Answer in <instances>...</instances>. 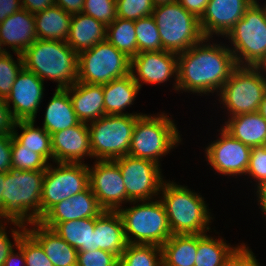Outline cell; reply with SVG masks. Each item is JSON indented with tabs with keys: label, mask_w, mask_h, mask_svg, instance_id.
Segmentation results:
<instances>
[{
	"label": "cell",
	"mask_w": 266,
	"mask_h": 266,
	"mask_svg": "<svg viewBox=\"0 0 266 266\" xmlns=\"http://www.w3.org/2000/svg\"><path fill=\"white\" fill-rule=\"evenodd\" d=\"M162 249L157 245L127 244L119 266H162Z\"/></svg>",
	"instance_id": "cell-35"
},
{
	"label": "cell",
	"mask_w": 266,
	"mask_h": 266,
	"mask_svg": "<svg viewBox=\"0 0 266 266\" xmlns=\"http://www.w3.org/2000/svg\"><path fill=\"white\" fill-rule=\"evenodd\" d=\"M174 1H176V0H152L154 6L168 4V3H172Z\"/></svg>",
	"instance_id": "cell-57"
},
{
	"label": "cell",
	"mask_w": 266,
	"mask_h": 266,
	"mask_svg": "<svg viewBox=\"0 0 266 266\" xmlns=\"http://www.w3.org/2000/svg\"><path fill=\"white\" fill-rule=\"evenodd\" d=\"M131 58L109 41L78 54V82L104 85L130 74Z\"/></svg>",
	"instance_id": "cell-11"
},
{
	"label": "cell",
	"mask_w": 266,
	"mask_h": 266,
	"mask_svg": "<svg viewBox=\"0 0 266 266\" xmlns=\"http://www.w3.org/2000/svg\"><path fill=\"white\" fill-rule=\"evenodd\" d=\"M114 161L122 173L126 189V203L155 200L156 195L160 194L165 181L160 164L130 155L122 156Z\"/></svg>",
	"instance_id": "cell-13"
},
{
	"label": "cell",
	"mask_w": 266,
	"mask_h": 266,
	"mask_svg": "<svg viewBox=\"0 0 266 266\" xmlns=\"http://www.w3.org/2000/svg\"><path fill=\"white\" fill-rule=\"evenodd\" d=\"M255 0H210L200 19L205 38L226 36Z\"/></svg>",
	"instance_id": "cell-18"
},
{
	"label": "cell",
	"mask_w": 266,
	"mask_h": 266,
	"mask_svg": "<svg viewBox=\"0 0 266 266\" xmlns=\"http://www.w3.org/2000/svg\"><path fill=\"white\" fill-rule=\"evenodd\" d=\"M17 246L23 251L25 266H53L41 245L27 231L20 236Z\"/></svg>",
	"instance_id": "cell-39"
},
{
	"label": "cell",
	"mask_w": 266,
	"mask_h": 266,
	"mask_svg": "<svg viewBox=\"0 0 266 266\" xmlns=\"http://www.w3.org/2000/svg\"><path fill=\"white\" fill-rule=\"evenodd\" d=\"M43 128L51 135L80 123L66 89H56L46 107Z\"/></svg>",
	"instance_id": "cell-28"
},
{
	"label": "cell",
	"mask_w": 266,
	"mask_h": 266,
	"mask_svg": "<svg viewBox=\"0 0 266 266\" xmlns=\"http://www.w3.org/2000/svg\"><path fill=\"white\" fill-rule=\"evenodd\" d=\"M266 92V80L256 67L237 66L222 86L221 104L228 111V117L258 112Z\"/></svg>",
	"instance_id": "cell-10"
},
{
	"label": "cell",
	"mask_w": 266,
	"mask_h": 266,
	"mask_svg": "<svg viewBox=\"0 0 266 266\" xmlns=\"http://www.w3.org/2000/svg\"><path fill=\"white\" fill-rule=\"evenodd\" d=\"M141 115H104L88 123L92 158L115 160L128 155L136 120Z\"/></svg>",
	"instance_id": "cell-9"
},
{
	"label": "cell",
	"mask_w": 266,
	"mask_h": 266,
	"mask_svg": "<svg viewBox=\"0 0 266 266\" xmlns=\"http://www.w3.org/2000/svg\"><path fill=\"white\" fill-rule=\"evenodd\" d=\"M21 4L22 9H25L32 14L44 11L55 5L54 0H21Z\"/></svg>",
	"instance_id": "cell-49"
},
{
	"label": "cell",
	"mask_w": 266,
	"mask_h": 266,
	"mask_svg": "<svg viewBox=\"0 0 266 266\" xmlns=\"http://www.w3.org/2000/svg\"><path fill=\"white\" fill-rule=\"evenodd\" d=\"M84 2L85 0H54L55 5L71 15L82 13Z\"/></svg>",
	"instance_id": "cell-51"
},
{
	"label": "cell",
	"mask_w": 266,
	"mask_h": 266,
	"mask_svg": "<svg viewBox=\"0 0 266 266\" xmlns=\"http://www.w3.org/2000/svg\"><path fill=\"white\" fill-rule=\"evenodd\" d=\"M222 127L251 148L263 146L266 142V120L258 112L229 117Z\"/></svg>",
	"instance_id": "cell-27"
},
{
	"label": "cell",
	"mask_w": 266,
	"mask_h": 266,
	"mask_svg": "<svg viewBox=\"0 0 266 266\" xmlns=\"http://www.w3.org/2000/svg\"><path fill=\"white\" fill-rule=\"evenodd\" d=\"M225 37L234 47L229 48L237 66L255 67L266 55L265 5L255 0Z\"/></svg>",
	"instance_id": "cell-8"
},
{
	"label": "cell",
	"mask_w": 266,
	"mask_h": 266,
	"mask_svg": "<svg viewBox=\"0 0 266 266\" xmlns=\"http://www.w3.org/2000/svg\"><path fill=\"white\" fill-rule=\"evenodd\" d=\"M35 120L15 121L12 136L23 148H29L40 154L47 162L53 160L51 135L45 128L35 127ZM22 130L19 134L17 128Z\"/></svg>",
	"instance_id": "cell-32"
},
{
	"label": "cell",
	"mask_w": 266,
	"mask_h": 266,
	"mask_svg": "<svg viewBox=\"0 0 266 266\" xmlns=\"http://www.w3.org/2000/svg\"><path fill=\"white\" fill-rule=\"evenodd\" d=\"M51 147L55 163H83L84 156L92 158L88 125L80 122L51 134Z\"/></svg>",
	"instance_id": "cell-19"
},
{
	"label": "cell",
	"mask_w": 266,
	"mask_h": 266,
	"mask_svg": "<svg viewBox=\"0 0 266 266\" xmlns=\"http://www.w3.org/2000/svg\"><path fill=\"white\" fill-rule=\"evenodd\" d=\"M255 67L260 71L263 78L266 80V74H264L266 73V55L259 61V63Z\"/></svg>",
	"instance_id": "cell-55"
},
{
	"label": "cell",
	"mask_w": 266,
	"mask_h": 266,
	"mask_svg": "<svg viewBox=\"0 0 266 266\" xmlns=\"http://www.w3.org/2000/svg\"><path fill=\"white\" fill-rule=\"evenodd\" d=\"M2 42H1V39H0V57L5 54L7 52L6 49H4V47H2Z\"/></svg>",
	"instance_id": "cell-58"
},
{
	"label": "cell",
	"mask_w": 266,
	"mask_h": 266,
	"mask_svg": "<svg viewBox=\"0 0 266 266\" xmlns=\"http://www.w3.org/2000/svg\"><path fill=\"white\" fill-rule=\"evenodd\" d=\"M258 113L262 116L264 120H266V92L259 105Z\"/></svg>",
	"instance_id": "cell-56"
},
{
	"label": "cell",
	"mask_w": 266,
	"mask_h": 266,
	"mask_svg": "<svg viewBox=\"0 0 266 266\" xmlns=\"http://www.w3.org/2000/svg\"><path fill=\"white\" fill-rule=\"evenodd\" d=\"M160 194L172 234H205L210 231L208 225L212 215L201 195L170 180L164 181Z\"/></svg>",
	"instance_id": "cell-3"
},
{
	"label": "cell",
	"mask_w": 266,
	"mask_h": 266,
	"mask_svg": "<svg viewBox=\"0 0 266 266\" xmlns=\"http://www.w3.org/2000/svg\"><path fill=\"white\" fill-rule=\"evenodd\" d=\"M256 186H257V188L255 190H257L256 191V194H257L256 196L258 197L257 198V200L259 202L258 205H260L261 211L266 216V180L262 181L258 185H255V187Z\"/></svg>",
	"instance_id": "cell-53"
},
{
	"label": "cell",
	"mask_w": 266,
	"mask_h": 266,
	"mask_svg": "<svg viewBox=\"0 0 266 266\" xmlns=\"http://www.w3.org/2000/svg\"><path fill=\"white\" fill-rule=\"evenodd\" d=\"M95 218L68 220L58 223L52 230L78 252L96 250Z\"/></svg>",
	"instance_id": "cell-31"
},
{
	"label": "cell",
	"mask_w": 266,
	"mask_h": 266,
	"mask_svg": "<svg viewBox=\"0 0 266 266\" xmlns=\"http://www.w3.org/2000/svg\"><path fill=\"white\" fill-rule=\"evenodd\" d=\"M66 90L80 122L88 124L105 115L103 85L77 81Z\"/></svg>",
	"instance_id": "cell-22"
},
{
	"label": "cell",
	"mask_w": 266,
	"mask_h": 266,
	"mask_svg": "<svg viewBox=\"0 0 266 266\" xmlns=\"http://www.w3.org/2000/svg\"><path fill=\"white\" fill-rule=\"evenodd\" d=\"M134 24L139 53L162 50L157 24L152 16L140 18Z\"/></svg>",
	"instance_id": "cell-36"
},
{
	"label": "cell",
	"mask_w": 266,
	"mask_h": 266,
	"mask_svg": "<svg viewBox=\"0 0 266 266\" xmlns=\"http://www.w3.org/2000/svg\"><path fill=\"white\" fill-rule=\"evenodd\" d=\"M246 246L242 243L227 259L224 266H260L252 250Z\"/></svg>",
	"instance_id": "cell-45"
},
{
	"label": "cell",
	"mask_w": 266,
	"mask_h": 266,
	"mask_svg": "<svg viewBox=\"0 0 266 266\" xmlns=\"http://www.w3.org/2000/svg\"><path fill=\"white\" fill-rule=\"evenodd\" d=\"M44 81L35 73L21 69L5 99L15 121L35 120L44 95ZM12 104V106H10Z\"/></svg>",
	"instance_id": "cell-17"
},
{
	"label": "cell",
	"mask_w": 266,
	"mask_h": 266,
	"mask_svg": "<svg viewBox=\"0 0 266 266\" xmlns=\"http://www.w3.org/2000/svg\"><path fill=\"white\" fill-rule=\"evenodd\" d=\"M239 247H231L224 239L198 234L197 256L194 266H224L227 259Z\"/></svg>",
	"instance_id": "cell-33"
},
{
	"label": "cell",
	"mask_w": 266,
	"mask_h": 266,
	"mask_svg": "<svg viewBox=\"0 0 266 266\" xmlns=\"http://www.w3.org/2000/svg\"><path fill=\"white\" fill-rule=\"evenodd\" d=\"M130 203L136 205L118 210L127 243L161 247L172 236L162 201L156 199Z\"/></svg>",
	"instance_id": "cell-5"
},
{
	"label": "cell",
	"mask_w": 266,
	"mask_h": 266,
	"mask_svg": "<svg viewBox=\"0 0 266 266\" xmlns=\"http://www.w3.org/2000/svg\"><path fill=\"white\" fill-rule=\"evenodd\" d=\"M189 13L201 19L210 0H176Z\"/></svg>",
	"instance_id": "cell-48"
},
{
	"label": "cell",
	"mask_w": 266,
	"mask_h": 266,
	"mask_svg": "<svg viewBox=\"0 0 266 266\" xmlns=\"http://www.w3.org/2000/svg\"><path fill=\"white\" fill-rule=\"evenodd\" d=\"M84 162H57V168L48 164L42 183L41 218L59 202L89 187L88 165Z\"/></svg>",
	"instance_id": "cell-12"
},
{
	"label": "cell",
	"mask_w": 266,
	"mask_h": 266,
	"mask_svg": "<svg viewBox=\"0 0 266 266\" xmlns=\"http://www.w3.org/2000/svg\"><path fill=\"white\" fill-rule=\"evenodd\" d=\"M72 15L57 5L34 14L37 39L67 41Z\"/></svg>",
	"instance_id": "cell-29"
},
{
	"label": "cell",
	"mask_w": 266,
	"mask_h": 266,
	"mask_svg": "<svg viewBox=\"0 0 266 266\" xmlns=\"http://www.w3.org/2000/svg\"><path fill=\"white\" fill-rule=\"evenodd\" d=\"M210 39L204 38L178 54L177 91H190L200 96L219 93L237 67L229 46L211 44Z\"/></svg>",
	"instance_id": "cell-1"
},
{
	"label": "cell",
	"mask_w": 266,
	"mask_h": 266,
	"mask_svg": "<svg viewBox=\"0 0 266 266\" xmlns=\"http://www.w3.org/2000/svg\"><path fill=\"white\" fill-rule=\"evenodd\" d=\"M152 0H116L117 17L136 21L152 15Z\"/></svg>",
	"instance_id": "cell-40"
},
{
	"label": "cell",
	"mask_w": 266,
	"mask_h": 266,
	"mask_svg": "<svg viewBox=\"0 0 266 266\" xmlns=\"http://www.w3.org/2000/svg\"><path fill=\"white\" fill-rule=\"evenodd\" d=\"M3 220H0V266H4L5 260L7 256L11 253V251L14 250V246L16 247L19 241L20 236L26 231V224H23L21 222L12 221V220H6V222H10V224H13L16 229H11L12 238L14 239V244L9 240V236L6 233V226L2 225ZM20 229V230H19ZM22 230V231H21Z\"/></svg>",
	"instance_id": "cell-43"
},
{
	"label": "cell",
	"mask_w": 266,
	"mask_h": 266,
	"mask_svg": "<svg viewBox=\"0 0 266 266\" xmlns=\"http://www.w3.org/2000/svg\"><path fill=\"white\" fill-rule=\"evenodd\" d=\"M15 248L18 250V252L15 253L14 250L11 251L5 260L4 266H25V256L23 251L18 246Z\"/></svg>",
	"instance_id": "cell-52"
},
{
	"label": "cell",
	"mask_w": 266,
	"mask_h": 266,
	"mask_svg": "<svg viewBox=\"0 0 266 266\" xmlns=\"http://www.w3.org/2000/svg\"><path fill=\"white\" fill-rule=\"evenodd\" d=\"M45 171L10 170L5 172L3 220L28 223L41 219L42 183Z\"/></svg>",
	"instance_id": "cell-4"
},
{
	"label": "cell",
	"mask_w": 266,
	"mask_h": 266,
	"mask_svg": "<svg viewBox=\"0 0 266 266\" xmlns=\"http://www.w3.org/2000/svg\"><path fill=\"white\" fill-rule=\"evenodd\" d=\"M220 130L221 137L210 143L205 149L206 161L219 174L245 175L252 148L235 139L223 127Z\"/></svg>",
	"instance_id": "cell-15"
},
{
	"label": "cell",
	"mask_w": 266,
	"mask_h": 266,
	"mask_svg": "<svg viewBox=\"0 0 266 266\" xmlns=\"http://www.w3.org/2000/svg\"><path fill=\"white\" fill-rule=\"evenodd\" d=\"M106 40L117 50L124 52L129 58L139 53L133 20H125L117 17L107 26Z\"/></svg>",
	"instance_id": "cell-34"
},
{
	"label": "cell",
	"mask_w": 266,
	"mask_h": 266,
	"mask_svg": "<svg viewBox=\"0 0 266 266\" xmlns=\"http://www.w3.org/2000/svg\"><path fill=\"white\" fill-rule=\"evenodd\" d=\"M180 136L176 124L167 114L141 115L135 123L128 155L159 164L161 157L179 145Z\"/></svg>",
	"instance_id": "cell-6"
},
{
	"label": "cell",
	"mask_w": 266,
	"mask_h": 266,
	"mask_svg": "<svg viewBox=\"0 0 266 266\" xmlns=\"http://www.w3.org/2000/svg\"><path fill=\"white\" fill-rule=\"evenodd\" d=\"M139 90V85L134 81L131 73L104 84L105 115H144L143 113L123 112L127 107L133 105Z\"/></svg>",
	"instance_id": "cell-26"
},
{
	"label": "cell",
	"mask_w": 266,
	"mask_h": 266,
	"mask_svg": "<svg viewBox=\"0 0 266 266\" xmlns=\"http://www.w3.org/2000/svg\"><path fill=\"white\" fill-rule=\"evenodd\" d=\"M12 134H0V173L12 170Z\"/></svg>",
	"instance_id": "cell-46"
},
{
	"label": "cell",
	"mask_w": 266,
	"mask_h": 266,
	"mask_svg": "<svg viewBox=\"0 0 266 266\" xmlns=\"http://www.w3.org/2000/svg\"><path fill=\"white\" fill-rule=\"evenodd\" d=\"M23 67L67 89L78 79V54L65 41L37 39L22 54Z\"/></svg>",
	"instance_id": "cell-2"
},
{
	"label": "cell",
	"mask_w": 266,
	"mask_h": 266,
	"mask_svg": "<svg viewBox=\"0 0 266 266\" xmlns=\"http://www.w3.org/2000/svg\"><path fill=\"white\" fill-rule=\"evenodd\" d=\"M107 26L84 13L73 14L67 44L79 54L106 40Z\"/></svg>",
	"instance_id": "cell-25"
},
{
	"label": "cell",
	"mask_w": 266,
	"mask_h": 266,
	"mask_svg": "<svg viewBox=\"0 0 266 266\" xmlns=\"http://www.w3.org/2000/svg\"><path fill=\"white\" fill-rule=\"evenodd\" d=\"M15 120L13 119L10 109L5 99L0 98V134H11Z\"/></svg>",
	"instance_id": "cell-47"
},
{
	"label": "cell",
	"mask_w": 266,
	"mask_h": 266,
	"mask_svg": "<svg viewBox=\"0 0 266 266\" xmlns=\"http://www.w3.org/2000/svg\"><path fill=\"white\" fill-rule=\"evenodd\" d=\"M21 9V0H0V23Z\"/></svg>",
	"instance_id": "cell-50"
},
{
	"label": "cell",
	"mask_w": 266,
	"mask_h": 266,
	"mask_svg": "<svg viewBox=\"0 0 266 266\" xmlns=\"http://www.w3.org/2000/svg\"><path fill=\"white\" fill-rule=\"evenodd\" d=\"M5 182V172L0 173V219L3 220V201H2V194H3V187Z\"/></svg>",
	"instance_id": "cell-54"
},
{
	"label": "cell",
	"mask_w": 266,
	"mask_h": 266,
	"mask_svg": "<svg viewBox=\"0 0 266 266\" xmlns=\"http://www.w3.org/2000/svg\"><path fill=\"white\" fill-rule=\"evenodd\" d=\"M104 211L90 187L53 206L38 222L53 229L58 223L68 220L95 218Z\"/></svg>",
	"instance_id": "cell-20"
},
{
	"label": "cell",
	"mask_w": 266,
	"mask_h": 266,
	"mask_svg": "<svg viewBox=\"0 0 266 266\" xmlns=\"http://www.w3.org/2000/svg\"><path fill=\"white\" fill-rule=\"evenodd\" d=\"M88 173L89 187L100 207L118 211L126 202V189L117 163L114 160H96L93 166H88Z\"/></svg>",
	"instance_id": "cell-14"
},
{
	"label": "cell",
	"mask_w": 266,
	"mask_h": 266,
	"mask_svg": "<svg viewBox=\"0 0 266 266\" xmlns=\"http://www.w3.org/2000/svg\"><path fill=\"white\" fill-rule=\"evenodd\" d=\"M94 234L96 250L101 249L115 254L118 258L124 252L127 241L124 225L118 211H102L95 217Z\"/></svg>",
	"instance_id": "cell-24"
},
{
	"label": "cell",
	"mask_w": 266,
	"mask_h": 266,
	"mask_svg": "<svg viewBox=\"0 0 266 266\" xmlns=\"http://www.w3.org/2000/svg\"><path fill=\"white\" fill-rule=\"evenodd\" d=\"M11 155V165L14 170L45 171L49 164L40 154L29 148H23L13 137Z\"/></svg>",
	"instance_id": "cell-37"
},
{
	"label": "cell",
	"mask_w": 266,
	"mask_h": 266,
	"mask_svg": "<svg viewBox=\"0 0 266 266\" xmlns=\"http://www.w3.org/2000/svg\"><path fill=\"white\" fill-rule=\"evenodd\" d=\"M151 16L157 24L164 51L179 54L205 38L200 19L189 13L177 1L155 6Z\"/></svg>",
	"instance_id": "cell-7"
},
{
	"label": "cell",
	"mask_w": 266,
	"mask_h": 266,
	"mask_svg": "<svg viewBox=\"0 0 266 266\" xmlns=\"http://www.w3.org/2000/svg\"><path fill=\"white\" fill-rule=\"evenodd\" d=\"M26 231L41 245L53 266H77L78 250L69 245L52 229L32 222Z\"/></svg>",
	"instance_id": "cell-23"
},
{
	"label": "cell",
	"mask_w": 266,
	"mask_h": 266,
	"mask_svg": "<svg viewBox=\"0 0 266 266\" xmlns=\"http://www.w3.org/2000/svg\"><path fill=\"white\" fill-rule=\"evenodd\" d=\"M246 176H251L258 185L266 180V149L263 146L251 150Z\"/></svg>",
	"instance_id": "cell-44"
},
{
	"label": "cell",
	"mask_w": 266,
	"mask_h": 266,
	"mask_svg": "<svg viewBox=\"0 0 266 266\" xmlns=\"http://www.w3.org/2000/svg\"><path fill=\"white\" fill-rule=\"evenodd\" d=\"M17 61L14 60L10 50L0 57V98L6 99L17 75L23 68L22 55L16 53Z\"/></svg>",
	"instance_id": "cell-38"
},
{
	"label": "cell",
	"mask_w": 266,
	"mask_h": 266,
	"mask_svg": "<svg viewBox=\"0 0 266 266\" xmlns=\"http://www.w3.org/2000/svg\"><path fill=\"white\" fill-rule=\"evenodd\" d=\"M0 39L4 47L22 54L37 40L34 14L21 9L8 16L0 23Z\"/></svg>",
	"instance_id": "cell-21"
},
{
	"label": "cell",
	"mask_w": 266,
	"mask_h": 266,
	"mask_svg": "<svg viewBox=\"0 0 266 266\" xmlns=\"http://www.w3.org/2000/svg\"><path fill=\"white\" fill-rule=\"evenodd\" d=\"M119 258L108 251L97 249L78 252L77 266H118Z\"/></svg>",
	"instance_id": "cell-42"
},
{
	"label": "cell",
	"mask_w": 266,
	"mask_h": 266,
	"mask_svg": "<svg viewBox=\"0 0 266 266\" xmlns=\"http://www.w3.org/2000/svg\"><path fill=\"white\" fill-rule=\"evenodd\" d=\"M130 73L139 88L142 83L160 84L174 77L173 87L176 91L178 54L164 50L138 53L131 58Z\"/></svg>",
	"instance_id": "cell-16"
},
{
	"label": "cell",
	"mask_w": 266,
	"mask_h": 266,
	"mask_svg": "<svg viewBox=\"0 0 266 266\" xmlns=\"http://www.w3.org/2000/svg\"><path fill=\"white\" fill-rule=\"evenodd\" d=\"M198 234H172L161 246L163 266H194Z\"/></svg>",
	"instance_id": "cell-30"
},
{
	"label": "cell",
	"mask_w": 266,
	"mask_h": 266,
	"mask_svg": "<svg viewBox=\"0 0 266 266\" xmlns=\"http://www.w3.org/2000/svg\"><path fill=\"white\" fill-rule=\"evenodd\" d=\"M82 13L108 26L117 18L116 0H85Z\"/></svg>",
	"instance_id": "cell-41"
}]
</instances>
